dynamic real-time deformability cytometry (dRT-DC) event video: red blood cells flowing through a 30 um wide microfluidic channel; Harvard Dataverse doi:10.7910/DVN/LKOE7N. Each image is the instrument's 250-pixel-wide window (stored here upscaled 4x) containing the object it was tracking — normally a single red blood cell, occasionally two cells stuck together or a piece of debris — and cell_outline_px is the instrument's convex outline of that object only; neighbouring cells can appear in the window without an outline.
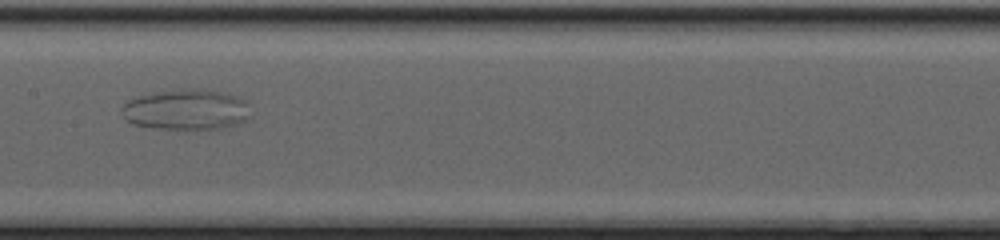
{"species": "common noctule bat (a hibernating species)", "species_latin": "Nyctalus noctula", "temperature_condition": "cold", "stored_images_in_passage": 49, "camera_frame_rate_fps": 3000, "um_per_image_px": 0.085, "animal": {"sex": "female", "body_mass_g": 20.0, "forearm_length_mm": 54.0}, "frame": {"image": 1, "passage_image": 25, "time_ms": 8.0, "image_size_px": [1000, 240], "cell_outline_px": [[248, 120], [236, 124], [220, 128], [184, 132], [132, 124], [124, 116], [124, 104], [128, 100], [140, 96], [160, 92], [184, 88], [204, 88], [228, 92], [244, 100], [248, 116]], "centroid_in_image_um": [15.86, 9.34], "position_along_channel_um": 191.5, "area_um2": 30.81}}
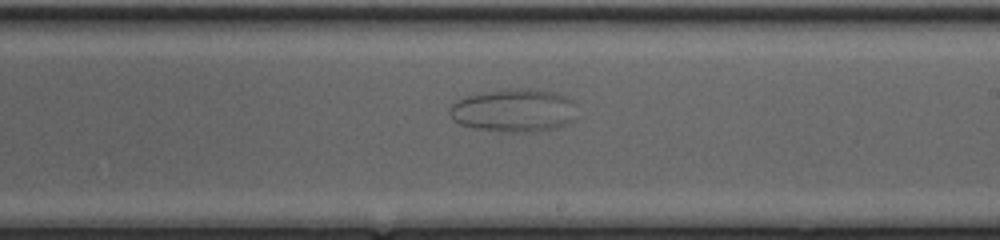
{"frame": {"image": 2, "passage_image": 29, "time_ms": 9.333, "image_size_px": [1000, 240], "cell_outline_px": [[572, 120], [568, 124], [556, 128], [532, 132], [512, 132], [476, 128], [460, 124], [452, 120], [448, 112], [448, 108], [452, 104], [468, 96], [484, 92], [516, 88], [524, 88], [556, 92], [572, 100]], "centroid_in_image_um": [43.64, 9.39], "position_along_channel_um": 245.4, "area_um2": 31.56}}